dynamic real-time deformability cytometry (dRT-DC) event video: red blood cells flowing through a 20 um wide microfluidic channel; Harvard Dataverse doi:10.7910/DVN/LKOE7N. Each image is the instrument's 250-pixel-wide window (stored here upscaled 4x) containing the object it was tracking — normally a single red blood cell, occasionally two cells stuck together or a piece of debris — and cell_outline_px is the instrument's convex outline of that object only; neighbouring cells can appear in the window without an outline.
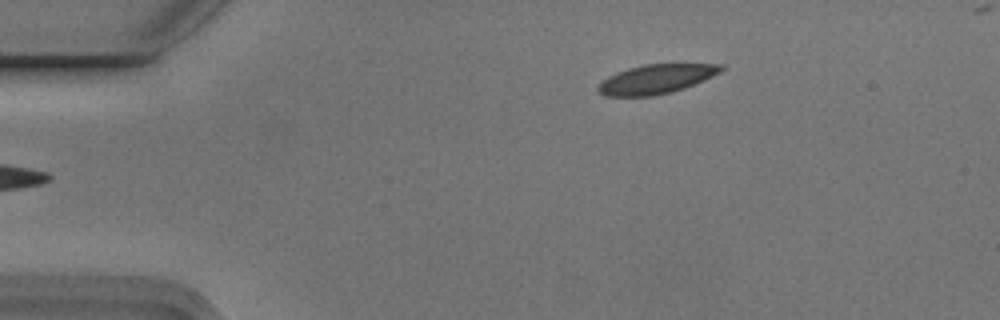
{"species": "Egyptian fruit bat (a non-hibernating species)", "species_latin": "Rousettus aegyptiacus", "temperature_condition": "cold", "stored_images_in_passage": 5, "camera_frame_rate_fps": 3000, "um_per_image_px": 0.085, "animal": {"sex": "male"}, "frame": {"image": 1, "passage_image": 5, "time_ms": 1.333, "image_size_px": [1000, 320], "cell_outline_px": [[724, 68], [720, 72], [704, 80], [684, 88], [672, 92], [652, 96], [604, 96], [596, 92], [596, 88], [608, 76], [616, 72], [628, 68], [644, 64], [724, 64]], "centroid_in_image_um": [55.75, 6.72], "position_along_channel_um": 29.3, "area_um2": 20.98}}